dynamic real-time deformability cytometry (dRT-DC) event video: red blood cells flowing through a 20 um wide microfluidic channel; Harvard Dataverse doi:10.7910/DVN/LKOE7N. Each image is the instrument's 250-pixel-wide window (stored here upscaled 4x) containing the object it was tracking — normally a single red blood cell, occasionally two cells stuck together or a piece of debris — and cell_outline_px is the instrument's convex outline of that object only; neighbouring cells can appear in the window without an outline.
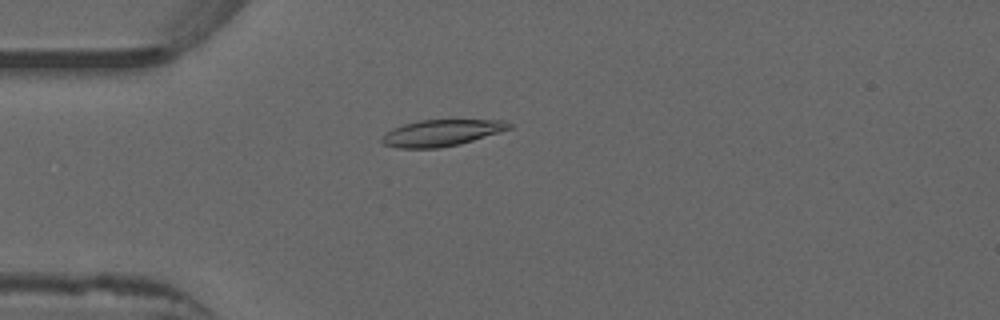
{"species": "common noctule bat (a hibernating species)", "species_latin": "Nyctalus noctula", "temperature_condition": "warm", "stored_images_in_passage": 53, "camera_frame_rate_fps": 3000, "um_per_image_px": 0.085, "animal": {"sex": "male", "forearm_length_mm": 52.5}, "frame": {"image": 1, "passage_image": 14, "time_ms": 4.333, "image_size_px": [1000, 320], "cell_outline_px": [[512, 128], [500, 132], [460, 144], [440, 148], [396, 148], [384, 144], [380, 140], [380, 136], [392, 128], [404, 124], [420, 120], [504, 120], [512, 124]], "centroid_in_image_um": [37.5, 11.3], "position_along_channel_um": 47.5, "area_um2": 19.71}}
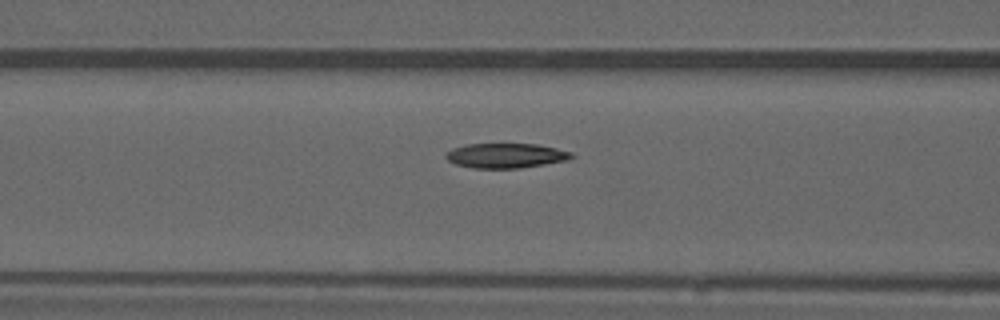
{"frame": {"image": 2, "passage_image": 21, "time_ms": 6.667, "image_size_px": [1000, 320], "cell_outline_px": [[576, 156], [568, 160], [520, 168], [472, 168], [456, 164], [448, 160], [444, 156], [452, 148], [464, 144], [536, 144], [556, 148], [572, 152]], "centroid_in_image_um": [43.0, 13.22], "position_along_channel_um": 123.6, "area_um2": 18.15}}
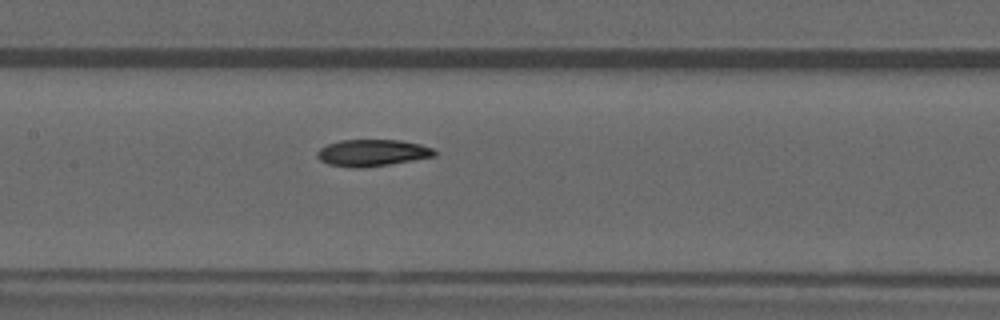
{"frame": {"image": 3, "passage_image": 25, "time_ms": 8.0, "image_size_px": [1000, 320], "cell_outline_px": [[436, 156], [364, 168], [352, 168], [328, 164], [320, 160], [316, 156], [316, 152], [320, 148], [328, 144], [340, 140], [400, 140], [420, 144], [432, 148], [436, 152]], "centroid_in_image_um": [31.61, 12.99], "position_along_channel_um": 175.8, "area_um2": 18.26}}